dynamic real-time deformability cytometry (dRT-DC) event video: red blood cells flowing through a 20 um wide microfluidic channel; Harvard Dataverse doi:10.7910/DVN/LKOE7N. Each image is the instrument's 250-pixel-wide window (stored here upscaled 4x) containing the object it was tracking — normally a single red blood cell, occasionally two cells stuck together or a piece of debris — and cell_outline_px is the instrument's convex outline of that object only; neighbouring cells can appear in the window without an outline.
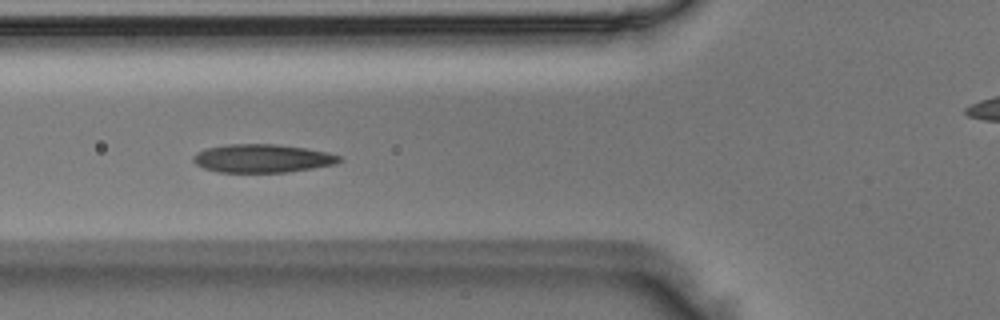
{"species": "Egyptian fruit bat (a non-hibernating species)", "species_latin": "Rousettus aegyptiacus", "temperature_condition": "room temperature", "stored_images_in_passage": 6, "camera_frame_rate_fps": 3000, "um_per_image_px": 0.085, "animal": {"sex": "male"}, "frame": {"image": 1, "passage_image": 4, "time_ms": 1.0, "image_size_px": [1000, 320], "cell_outline_px": [[344, 160], [336, 164], [288, 172], [220, 172], [204, 168], [196, 164], [192, 160], [192, 156], [196, 152], [204, 148], [228, 144], [276, 144], [304, 148], [328, 152], [340, 156]], "centroid_in_image_um": [22.29, 13.46], "position_along_channel_um": 103.5, "area_um2": 24.22}}
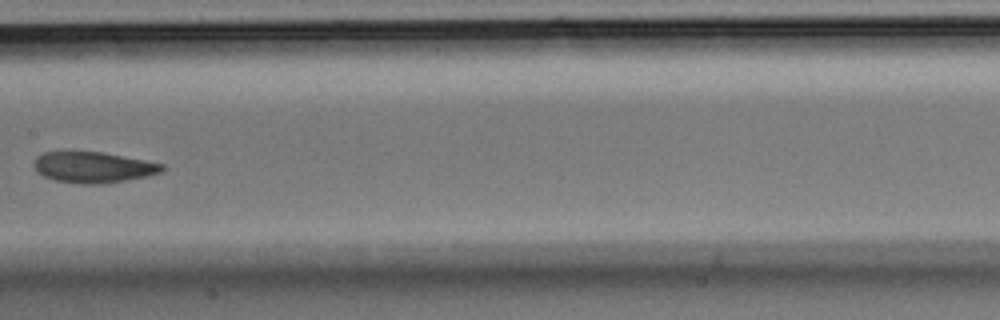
{"frame": {"image": 2, "passage_image": 6, "time_ms": 1.667, "image_size_px": [1000, 320], "cell_outline_px": [[164, 172], [148, 176], [104, 184], [80, 184], [56, 180], [44, 176], [36, 172], [32, 164], [36, 156], [44, 152], [100, 152], [144, 160], [164, 164]], "centroid_in_image_um": [7.92, 14.23], "position_along_channel_um": 199.5, "area_um2": 23.12}}